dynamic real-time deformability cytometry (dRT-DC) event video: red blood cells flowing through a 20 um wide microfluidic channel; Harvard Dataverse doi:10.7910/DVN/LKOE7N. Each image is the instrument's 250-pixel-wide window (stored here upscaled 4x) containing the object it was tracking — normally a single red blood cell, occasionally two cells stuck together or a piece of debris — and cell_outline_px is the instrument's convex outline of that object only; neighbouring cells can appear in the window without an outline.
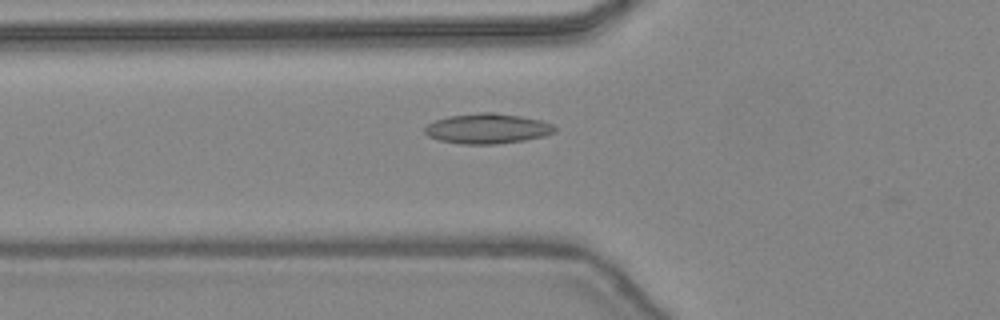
{"species": "common noctule bat (a hibernating species)", "species_latin": "Nyctalus noctula", "temperature_condition": "warm", "stored_images_in_passage": 43, "camera_frame_rate_fps": 3000, "um_per_image_px": 0.085, "animal": {"sex": "female", "body_mass_g": 24.6, "forearm_length_mm": 56.2}, "frame": {"image": 1, "passage_image": 14, "time_ms": 4.333, "image_size_px": [1000, 320], "cell_outline_px": [[556, 132], [544, 136], [524, 140], [496, 144], [460, 144], [440, 140], [428, 136], [424, 132], [424, 128], [428, 124], [436, 120], [448, 116], [480, 112], [492, 112], [520, 116], [540, 120], [552, 124], [556, 128]], "centroid_in_image_um": [41.42, 10.93], "position_along_channel_um": 84.4, "area_um2": 22.77}}
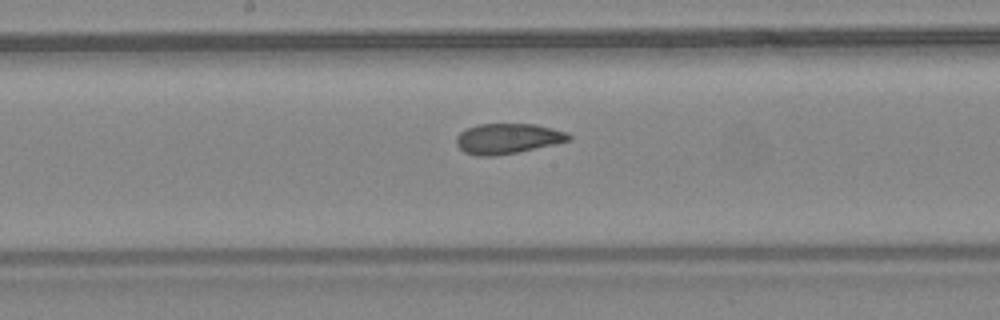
{"frame": {"image": 2, "passage_image": 22, "time_ms": 7.0, "image_size_px": [1000, 320], "cell_outline_px": [[572, 140], [556, 144], [496, 156], [476, 156], [464, 152], [456, 144], [456, 136], [460, 132], [468, 128], [480, 124], [536, 124], [568, 132], [572, 136]], "centroid_in_image_um": [43.18, 11.78], "position_along_channel_um": 205.0, "area_um2": 19.94}}
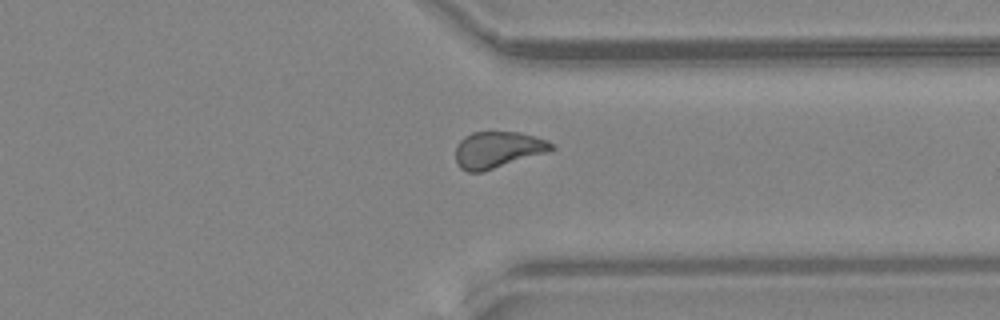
{"frame": {"image": 3, "passage_image": 33, "time_ms": 10.667, "image_size_px": [1000, 320], "cell_outline_px": [[556, 148], [548, 152], [484, 172], [468, 172], [460, 168], [456, 164], [456, 144], [464, 136], [472, 132], [516, 132], [536, 136], [548, 140]], "centroid_in_image_um": [42.3, 12.73], "position_along_channel_um": 369.1, "area_um2": 20.63}, "authors_computed_cell_mechanics": {"area_um2": 20.4034, "velocity_mm_per_s": 4.4799, "shape_relaxation_time_tau1_ms": null, "shape_relaxation_time_tau2_ms": 1.6356, "deformation_change_tau1": null, "deformation_change_tau2": 0.0769}}